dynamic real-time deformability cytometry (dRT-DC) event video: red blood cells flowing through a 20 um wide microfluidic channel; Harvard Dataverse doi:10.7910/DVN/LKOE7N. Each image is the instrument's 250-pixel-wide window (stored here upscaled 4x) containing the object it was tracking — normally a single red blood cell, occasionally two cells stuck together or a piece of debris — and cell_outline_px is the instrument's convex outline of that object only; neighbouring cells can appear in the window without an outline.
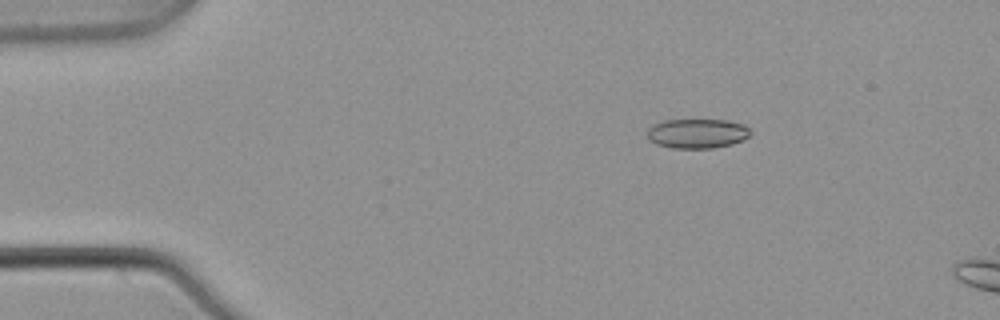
{"species": "common noctule bat (a hibernating species)", "species_latin": "Nyctalus noctula", "temperature_condition": "warm", "stored_images_in_passage": 4, "camera_frame_rate_fps": 3000, "um_per_image_px": 0.085, "animal": {"sex": "male", "body_mass_g": 21.5, "forearm_length_mm": 52.0}, "frame": {"image": 1, "passage_image": 2, "time_ms": 0.333, "image_size_px": [1000, 320], "cell_outline_px": [[752, 132], [744, 140], [732, 144], [712, 148], [672, 148], [656, 144], [648, 140], [648, 128], [652, 124], [664, 120], [724, 120], [744, 124]], "centroid_in_image_um": [59.25, 11.35], "position_along_channel_um": 25.7, "area_um2": 17.86}}